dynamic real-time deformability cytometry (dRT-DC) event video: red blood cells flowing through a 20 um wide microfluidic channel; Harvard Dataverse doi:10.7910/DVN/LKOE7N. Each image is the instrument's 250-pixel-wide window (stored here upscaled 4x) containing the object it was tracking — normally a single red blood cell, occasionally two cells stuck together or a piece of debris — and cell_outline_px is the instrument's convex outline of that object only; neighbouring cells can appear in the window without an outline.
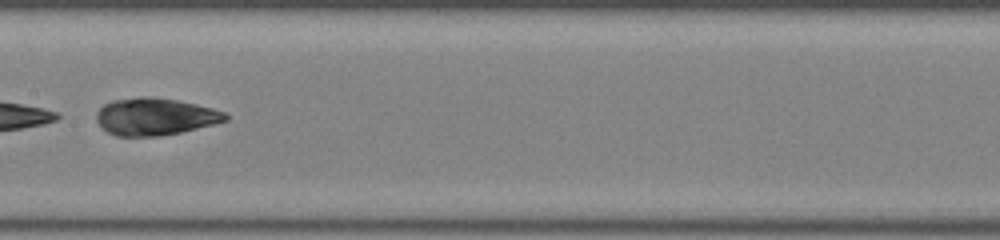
{"species": "common noctule bat (a hibernating species)", "species_latin": "Nyctalus noctula", "temperature_condition": "room temperature", "stored_images_in_passage": 40, "camera_frame_rate_fps": 3000, "um_per_image_px": 0.085, "animal": {"sex": "female", "body_mass_g": 22.0, "forearm_length_mm": 56.7}, "frame": {"image": 1, "passage_image": 27, "time_ms": 8.667, "image_size_px": [1000, 240], "cell_outline_px": [[228, 120], [180, 132], [160, 136], [116, 136], [108, 132], [96, 120], [96, 112], [104, 104], [112, 100], [140, 96], [152, 96], [176, 100], [196, 104], [212, 108], [224, 112], [228, 116]], "centroid_in_image_um": [13.15, 9.9], "position_along_channel_um": 194.2, "area_um2": 27.86}, "authors_computed_cell_mechanics": {"area_um2": 29.0734, "velocity_mm_per_s": 4.1992, "shape_relaxation_time_tau1_ms": 3.3646, "shape_relaxation_time_tau2_ms": 2.4818, "deformation_change_tau1": 0.14, "deformation_change_tau2": 0.078}}